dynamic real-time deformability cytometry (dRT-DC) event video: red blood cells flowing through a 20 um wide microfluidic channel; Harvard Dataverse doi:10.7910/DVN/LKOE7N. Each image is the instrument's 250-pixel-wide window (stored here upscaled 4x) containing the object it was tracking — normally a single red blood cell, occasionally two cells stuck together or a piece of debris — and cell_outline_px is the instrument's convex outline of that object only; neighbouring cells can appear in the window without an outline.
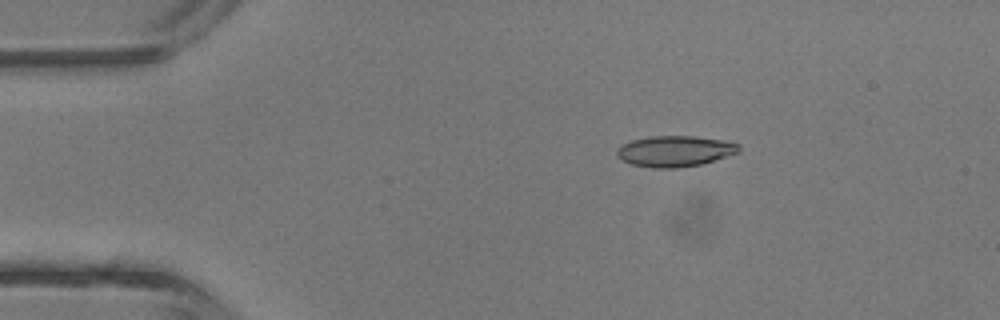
{"species": "common noctule bat (a hibernating species)", "species_latin": "Nyctalus noctula", "temperature_condition": "room temperature", "stored_images_in_passage": 4, "camera_frame_rate_fps": 3000, "um_per_image_px": 0.085, "animal": {"sex": "male", "body_mass_g": 13.3}, "frame": {"image": 1, "passage_image": 3, "time_ms": 2.333, "image_size_px": [1000, 320], "cell_outline_px": [[740, 152], [700, 164], [680, 168], [652, 168], [628, 164], [620, 160], [616, 156], [616, 152], [624, 144], [632, 140], [648, 136], [692, 136], [732, 140], [740, 144]], "centroid_in_image_um": [57.39, 12.85], "position_along_channel_um": 27.6, "area_um2": 22.31}}